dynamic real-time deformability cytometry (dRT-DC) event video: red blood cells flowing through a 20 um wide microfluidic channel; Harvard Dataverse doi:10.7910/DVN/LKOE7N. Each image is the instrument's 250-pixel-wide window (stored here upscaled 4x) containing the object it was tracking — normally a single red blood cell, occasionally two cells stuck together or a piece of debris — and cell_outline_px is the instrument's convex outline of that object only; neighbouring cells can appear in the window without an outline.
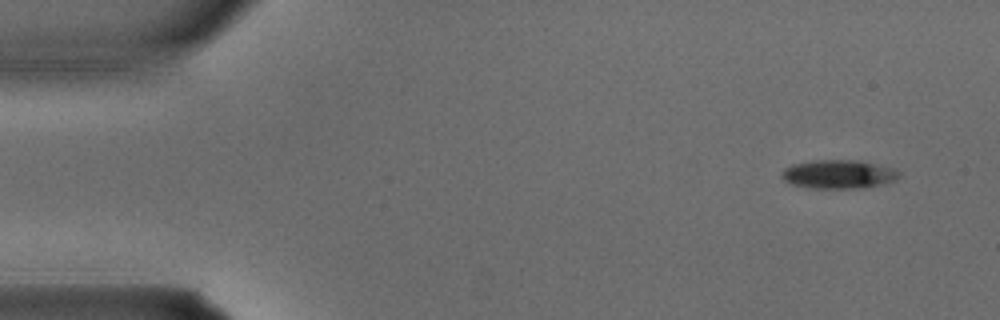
{"species": "common noctule bat (a hibernating species)", "species_latin": "Nyctalus noctula", "temperature_condition": "warm", "stored_images_in_passage": 3, "camera_frame_rate_fps": 3000, "um_per_image_px": 0.085, "animal": {"sex": "male", "body_mass_g": 15.6}, "frame": {"image": 1, "passage_image": 1, "time_ms": 0.0, "image_size_px": [1000, 320], "cell_outline_px": [[900, 176], [896, 180], [864, 188], [812, 188], [792, 184], [784, 180], [780, 176], [780, 172], [784, 168], [792, 164], [812, 160], [856, 160], [896, 168], [900, 172]], "centroid_in_image_um": [71.27, 14.8], "position_along_channel_um": 13.7, "area_um2": 19.77}}
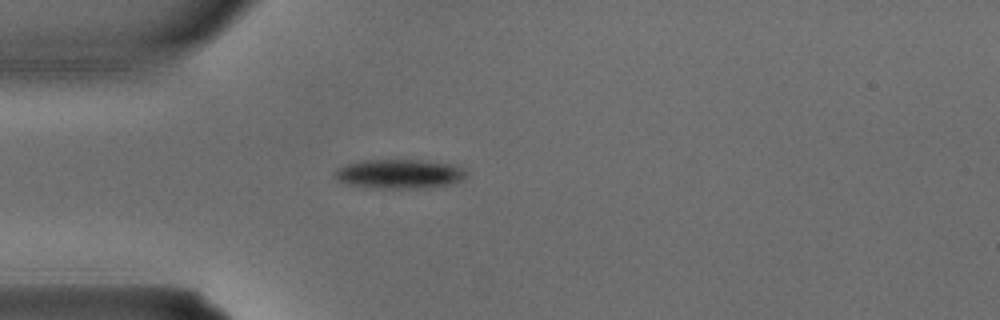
{"frame": {"image": 2, "passage_image": 3, "time_ms": 0.667, "image_size_px": [1000, 320], "cell_outline_px": [[468, 172], [460, 180], [448, 184], [416, 188], [384, 188], [348, 184], [336, 180], [332, 176], [336, 168], [360, 160], [428, 160], [456, 164], [464, 168]], "centroid_in_image_um": [33.94, 14.75], "position_along_channel_um": 51.1, "area_um2": 22.43}}